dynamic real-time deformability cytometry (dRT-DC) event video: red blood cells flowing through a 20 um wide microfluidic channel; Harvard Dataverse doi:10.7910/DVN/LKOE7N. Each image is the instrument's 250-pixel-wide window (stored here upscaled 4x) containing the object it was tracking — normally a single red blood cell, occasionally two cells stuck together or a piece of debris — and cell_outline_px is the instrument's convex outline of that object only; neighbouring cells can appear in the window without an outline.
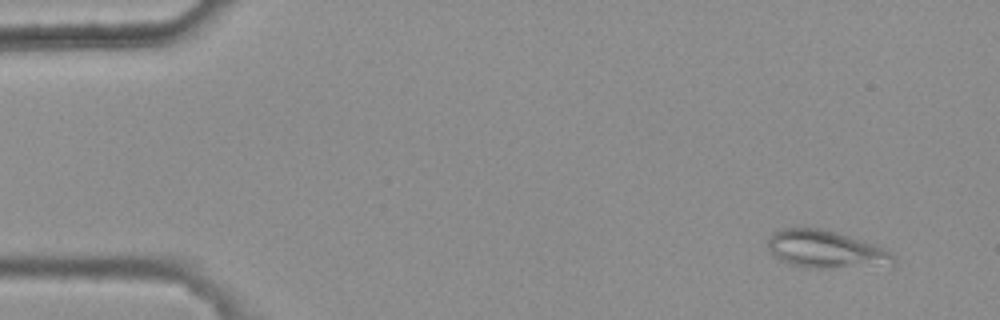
{"species": "common noctule bat (a hibernating species)", "species_latin": "Nyctalus noctula", "temperature_condition": "warm", "stored_images_in_passage": 5, "camera_frame_rate_fps": 3000, "um_per_image_px": 0.085, "animal": {"sex": "female", "body_mass_g": 25.1}, "frame": {"image": 1, "passage_image": 2, "time_ms": 0.333, "image_size_px": [1000, 320], "cell_outline_px": [[896, 260], [892, 268], [808, 268], [792, 264], [780, 260], [768, 248], [768, 240], [772, 232], [780, 228], [820, 228], [864, 240], [888, 252]], "centroid_in_image_um": [70.25, 21.23], "position_along_channel_um": 14.8, "area_um2": 27.92}}